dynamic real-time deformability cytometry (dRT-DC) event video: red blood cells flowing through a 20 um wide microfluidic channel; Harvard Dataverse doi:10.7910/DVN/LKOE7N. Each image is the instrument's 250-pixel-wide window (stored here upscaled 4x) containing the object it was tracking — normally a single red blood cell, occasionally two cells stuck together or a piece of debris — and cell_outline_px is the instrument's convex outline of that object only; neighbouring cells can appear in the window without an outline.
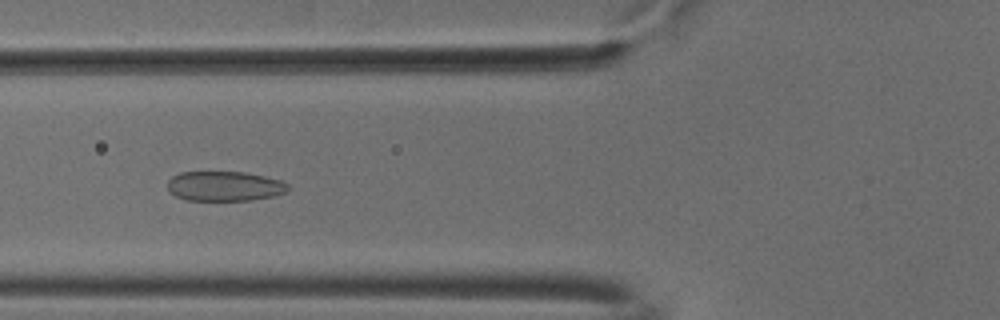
{"species": "common noctule bat (a hibernating species)", "species_latin": "Nyctalus noctula", "temperature_condition": "cold", "stored_images_in_passage": 54, "camera_frame_rate_fps": 3000, "um_per_image_px": 0.085, "animal": {"sex": "male", "body_mass_g": 18.8}, "frame": {"image": 1, "passage_image": 21, "time_ms": 6.667, "image_size_px": [1000, 320], "cell_outline_px": [[288, 192], [272, 196], [252, 200], [184, 200], [176, 196], [168, 188], [168, 180], [172, 176], [180, 172], [244, 172], [264, 176], [280, 180], [288, 184]], "centroid_in_image_um": [19.09, 15.82], "position_along_channel_um": 106.7, "area_um2": 20.87}}
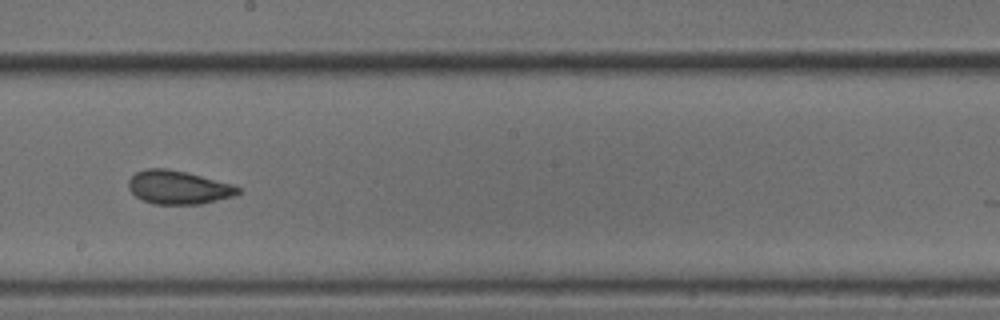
{"frame": {"image": 2, "passage_image": 31, "time_ms": 10.0, "image_size_px": [1000, 320], "cell_outline_px": [[240, 192], [232, 196], [200, 204], [152, 204], [136, 196], [128, 188], [128, 180], [136, 172], [144, 168], [168, 168], [188, 172], [232, 184], [240, 188]], "centroid_in_image_um": [15.13, 15.91], "position_along_channel_um": 233.1, "area_um2": 21.39}}
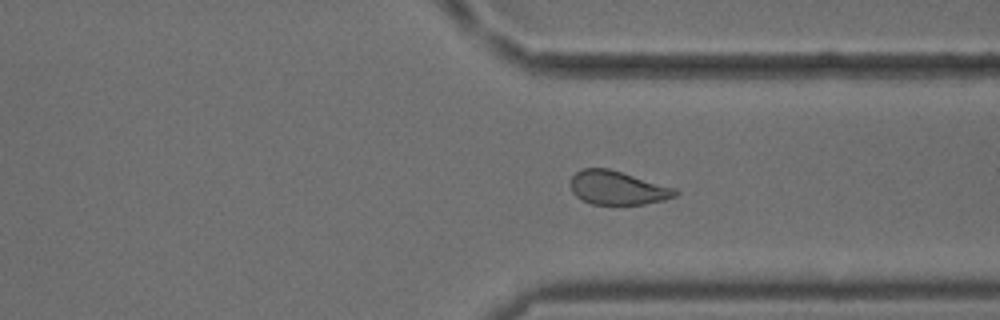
{"frame": {"image": 3, "passage_image": 41, "time_ms": 13.333, "image_size_px": [1000, 320], "cell_outline_px": [[680, 192], [676, 196], [664, 200], [644, 204], [592, 204], [576, 196], [572, 192], [572, 176], [576, 172], [584, 168], [608, 168], [676, 188]], "centroid_in_image_um": [52.52, 15.97], "position_along_channel_um": 358.9, "area_um2": 20.4}, "authors_computed_cell_mechanics": {"area_um2": 21.7617, "velocity_mm_per_s": 3.7836, "shape_relaxation_time_tau1_ms": 2.7832, "shape_relaxation_time_tau2_ms": 1.5694, "deformation_change_tau1": 0.0883, "deformation_change_tau2": 0.0823}}